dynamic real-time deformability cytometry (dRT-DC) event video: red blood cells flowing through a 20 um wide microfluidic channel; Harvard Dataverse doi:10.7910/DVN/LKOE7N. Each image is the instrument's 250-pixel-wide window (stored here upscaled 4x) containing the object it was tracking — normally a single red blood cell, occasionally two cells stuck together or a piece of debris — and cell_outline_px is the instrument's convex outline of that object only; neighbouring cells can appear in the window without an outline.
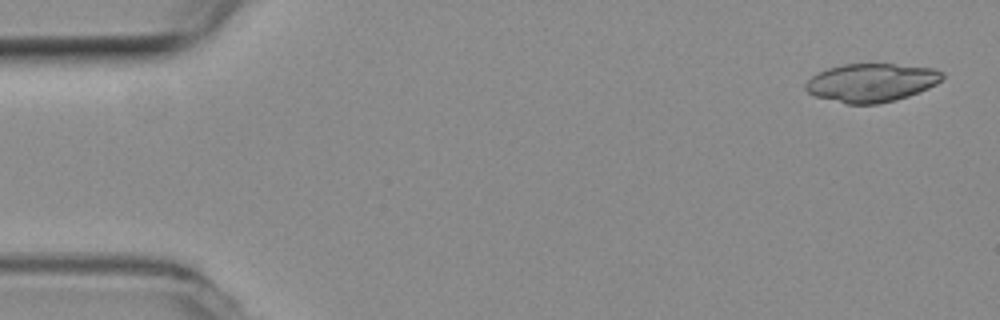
{"species": "common noctule bat (a hibernating species)", "species_latin": "Nyctalus noctula", "temperature_condition": "room temperature", "stored_images_in_passage": 4, "camera_frame_rate_fps": 3000, "um_per_image_px": 0.085, "animal": {"sex": "female", "body_mass_g": 19.3, "forearm_length_mm": 54.1}, "frame": {"image": 1, "passage_image": 1, "time_ms": 0.0, "image_size_px": [1000, 320], "cell_outline_px": [[944, 76], [936, 84], [928, 88], [908, 96], [896, 100], [876, 104], [848, 104], [816, 96], [808, 92], [804, 88], [804, 84], [816, 72], [828, 68], [844, 64], [892, 64], [932, 68], [944, 72]], "centroid_in_image_um": [74.05, 7.02], "position_along_channel_um": 11.0, "area_um2": 30.52}}